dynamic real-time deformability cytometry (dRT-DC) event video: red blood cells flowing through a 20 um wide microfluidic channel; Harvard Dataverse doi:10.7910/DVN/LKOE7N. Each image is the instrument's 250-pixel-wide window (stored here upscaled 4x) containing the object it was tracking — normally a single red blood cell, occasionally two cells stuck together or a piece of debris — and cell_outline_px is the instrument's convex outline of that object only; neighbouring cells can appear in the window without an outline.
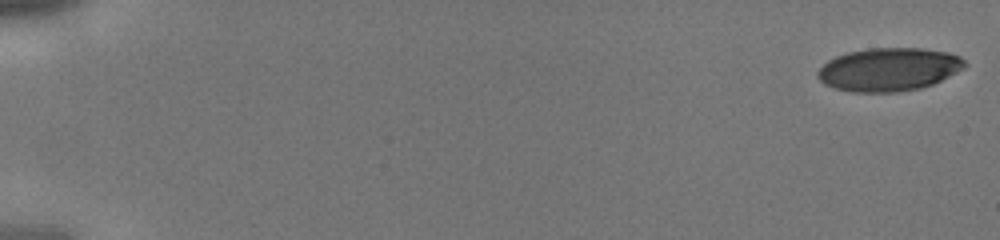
{"species": "human", "species_latin": "Homo sapiens", "temperature_condition": "cold", "stored_images_in_passage": 43, "camera_frame_rate_fps": 3000, "um_per_image_px": 0.085, "donor": {"sex": "male"}, "frame": {"image": 1, "passage_image": 1, "time_ms": 0.0, "image_size_px": [1000, 240], "cell_outline_px": [[968, 64], [964, 68], [932, 84], [920, 88], [896, 92], [852, 92], [836, 88], [824, 84], [816, 76], [816, 72], [828, 60], [836, 56], [848, 52], [868, 48], [920, 48], [948, 52], [960, 56]], "centroid_in_image_um": [75.54, 5.89], "position_along_channel_um": 9.5, "area_um2": 36.99}}
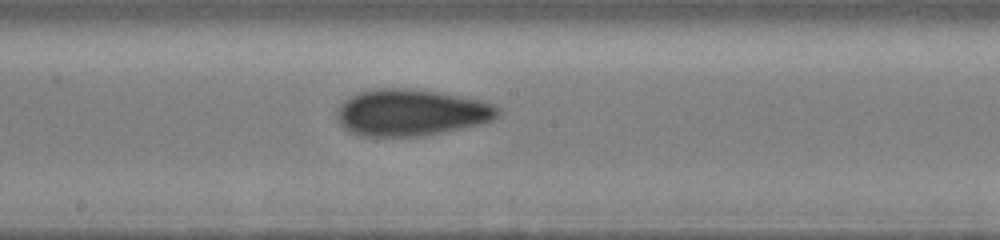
{"frame": {"image": 2, "passage_image": 25, "time_ms": 8.0, "image_size_px": [1000, 240], "cell_outline_px": [[500, 116], [484, 124], [444, 132], [420, 136], [360, 136], [348, 132], [336, 120], [336, 112], [340, 104], [344, 100], [360, 92], [376, 88], [412, 88], [440, 92], [464, 96], [484, 100], [496, 104], [500, 108]], "centroid_in_image_um": [34.99, 9.56], "position_along_channel_um": 213.2, "area_um2": 44.56}}
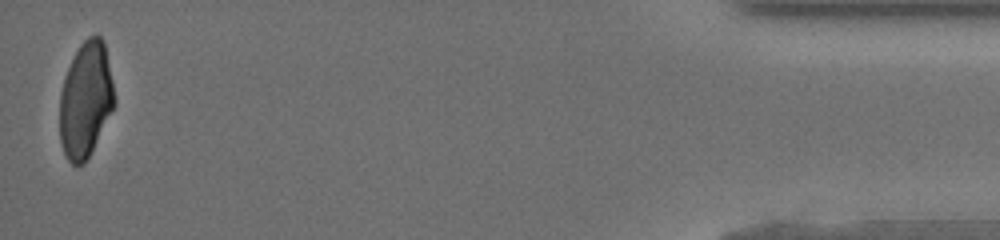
{"frame": {"image": 3, "passage_image": 43, "time_ms": 14.0, "image_size_px": [1000, 240], "cell_outline_px": [[116, 104], [84, 164], [72, 164], [68, 160], [64, 152], [60, 140], [60, 92], [64, 76], [80, 44], [88, 36], [96, 32], [104, 40], [116, 100]], "centroid_in_image_um": [7.29, 8.44], "position_along_channel_um": 427.9, "area_um2": 36.82}}